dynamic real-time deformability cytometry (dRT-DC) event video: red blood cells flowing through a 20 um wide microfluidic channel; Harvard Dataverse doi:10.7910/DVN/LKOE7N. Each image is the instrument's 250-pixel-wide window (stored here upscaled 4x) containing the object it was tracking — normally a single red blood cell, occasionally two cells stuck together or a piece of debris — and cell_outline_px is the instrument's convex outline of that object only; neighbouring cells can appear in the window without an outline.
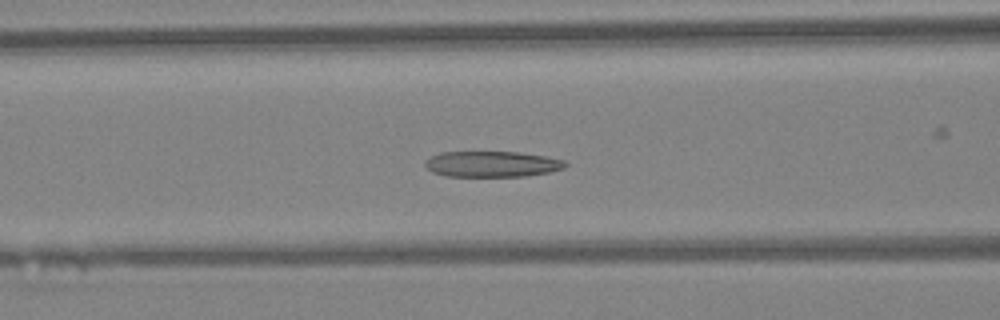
{"species": "Egyptian fruit bat (a non-hibernating species)", "species_latin": "Rousettus aegyptiacus", "temperature_condition": "warm", "stored_images_in_passage": 49, "camera_frame_rate_fps": 3000, "um_per_image_px": 0.085, "animal": {"sex": "female"}, "frame": {"image": 1, "passage_image": 20, "time_ms": 6.333, "image_size_px": [1000, 320], "cell_outline_px": [[568, 164], [564, 168], [548, 172], [524, 176], [448, 176], [432, 172], [424, 164], [424, 160], [440, 152], [520, 152], [544, 156], [564, 160]], "centroid_in_image_um": [41.81, 13.94], "position_along_channel_um": 124.8, "area_um2": 20.98}}
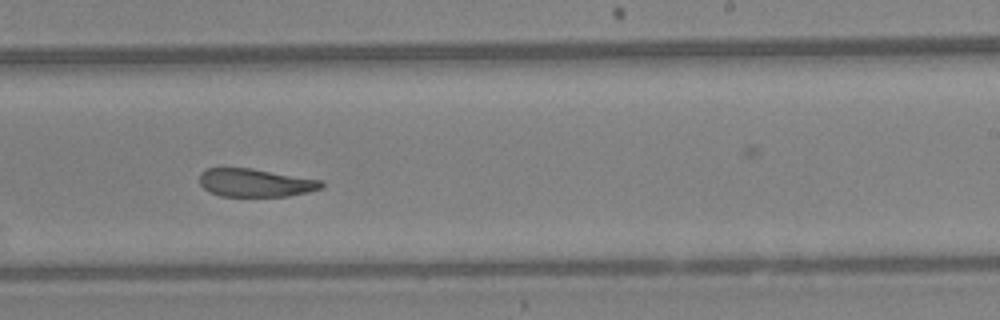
{"frame": {"image": 2, "passage_image": 30, "time_ms": 9.667, "image_size_px": [1000, 320], "cell_outline_px": [[324, 188], [308, 192], [288, 196], [220, 196], [208, 192], [200, 184], [200, 172], [208, 168], [252, 168], [324, 180]], "centroid_in_image_um": [21.74, 15.53], "position_along_channel_um": 267.3, "area_um2": 20.23}}
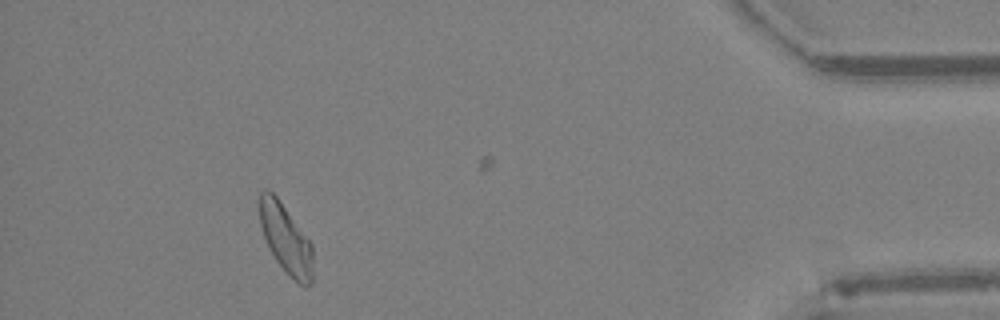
{"frame": {"image": 3, "passage_image": 44, "time_ms": 14.333, "image_size_px": [1000, 320], "cell_outline_px": [[312, 284], [304, 288], [276, 260], [268, 248], [260, 224], [260, 192], [264, 188], [268, 188], [276, 196], [312, 244]], "centroid_in_image_um": [24.29, 20.29], "position_along_channel_um": 410.9, "area_um2": 21.04}, "authors_computed_cell_mechanics": {"area_um2": 22.3686, "velocity_mm_per_s": 4.3001, "shape_relaxation_time_tau1_ms": null, "shape_relaxation_time_tau2_ms": 2.4629, "deformation_change_tau1": null, "deformation_change_tau2": 0.1032}}